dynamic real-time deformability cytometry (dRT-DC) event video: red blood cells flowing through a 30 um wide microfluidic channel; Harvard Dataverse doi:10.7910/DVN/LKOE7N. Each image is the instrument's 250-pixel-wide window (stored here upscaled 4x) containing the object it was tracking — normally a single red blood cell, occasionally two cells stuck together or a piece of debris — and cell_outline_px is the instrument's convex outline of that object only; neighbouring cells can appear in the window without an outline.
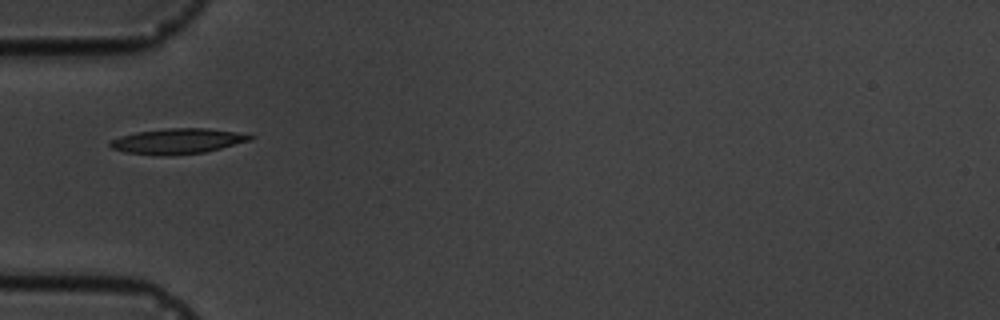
{"species": "common noctule bat (a hibernating species)", "species_latin": "Nyctalus noctula", "temperature_condition": "cold", "stored_images_in_passage": 3, "camera_frame_rate_fps": 3000, "um_per_image_px": 0.085, "animal": {"sex": "male", "body_mass_g": 19.5, "forearm_length_mm": 54.6}, "frame": {"image": 1, "passage_image": 1, "time_ms": 0.0, "image_size_px": [1000, 320], "cell_outline_px": [[256, 136], [252, 140], [204, 152], [164, 156], [160, 156], [124, 152], [112, 148], [108, 144], [112, 140], [120, 136], [136, 132], [168, 128], [208, 128], [236, 132]], "centroid_in_image_um": [15.09, 12.0], "position_along_channel_um": 69.9, "area_um2": 20.63}}
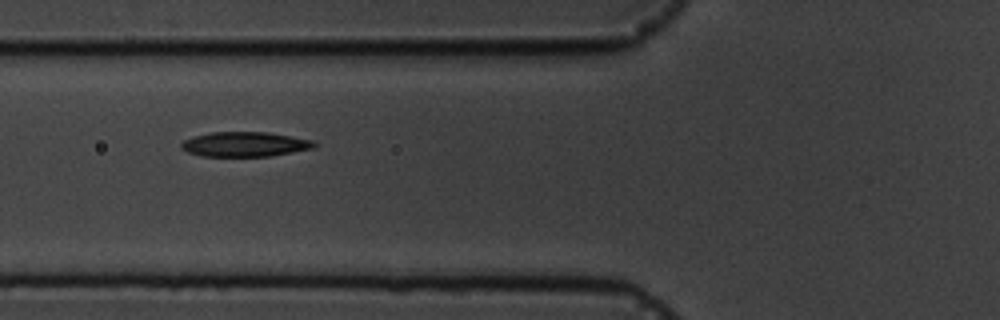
{"frame": {"image": 2, "passage_image": 2, "time_ms": 1.0, "image_size_px": [1000, 320], "cell_outline_px": [[316, 148], [272, 156], [200, 156], [188, 152], [180, 148], [180, 144], [184, 140], [192, 136], [212, 132], [268, 132], [312, 140], [316, 144]], "centroid_in_image_um": [20.8, 12.26], "position_along_channel_um": 105.0, "area_um2": 19.31}}
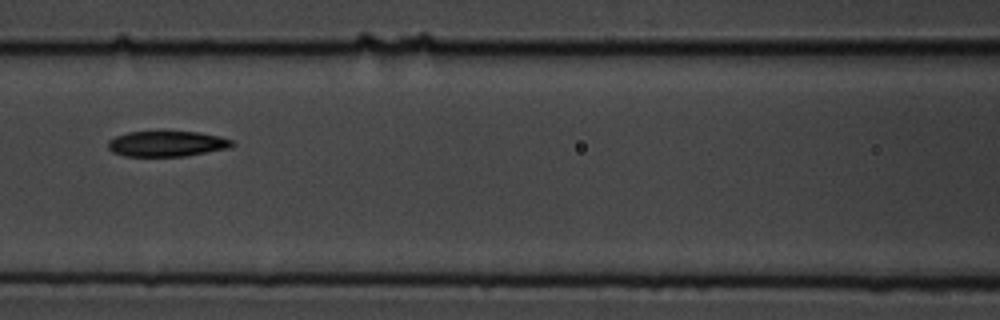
{"frame": {"image": 3, "passage_image": 3, "time_ms": 2.333, "image_size_px": [1000, 320], "cell_outline_px": [[236, 144], [232, 148], [184, 156], [124, 156], [112, 152], [108, 148], [108, 140], [116, 136], [128, 132], [200, 132], [220, 136], [232, 140]], "centroid_in_image_um": [14.22, 12.22], "position_along_channel_um": 152.4, "area_um2": 18.55}}